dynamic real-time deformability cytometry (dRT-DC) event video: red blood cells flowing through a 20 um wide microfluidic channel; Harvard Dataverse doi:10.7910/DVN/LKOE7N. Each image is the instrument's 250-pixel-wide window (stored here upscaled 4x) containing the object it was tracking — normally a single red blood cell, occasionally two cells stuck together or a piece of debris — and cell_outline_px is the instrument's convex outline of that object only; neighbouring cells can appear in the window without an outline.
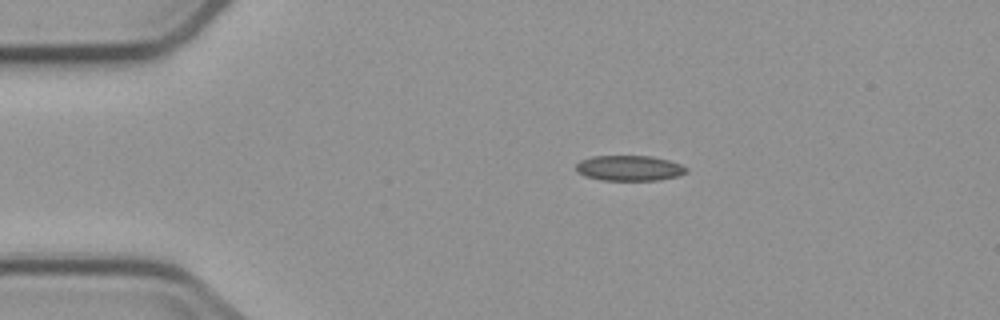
{"species": "common noctule bat (a hibernating species)", "species_latin": "Nyctalus noctula", "temperature_condition": "cold", "stored_images_in_passage": 4, "camera_frame_rate_fps": 3000, "um_per_image_px": 0.085, "animal": {"sex": "male", "body_mass_g": 23.1, "forearm_length_mm": 52.7}, "frame": {"image": 1, "passage_image": 1, "time_ms": 0.0, "image_size_px": [1000, 320], "cell_outline_px": [[688, 172], [676, 176], [656, 180], [600, 180], [584, 176], [576, 172], [576, 164], [580, 160], [592, 156], [652, 156], [668, 160], [680, 164], [688, 168]], "centroid_in_image_um": [53.46, 14.29], "position_along_channel_um": 31.5, "area_um2": 16.36}}
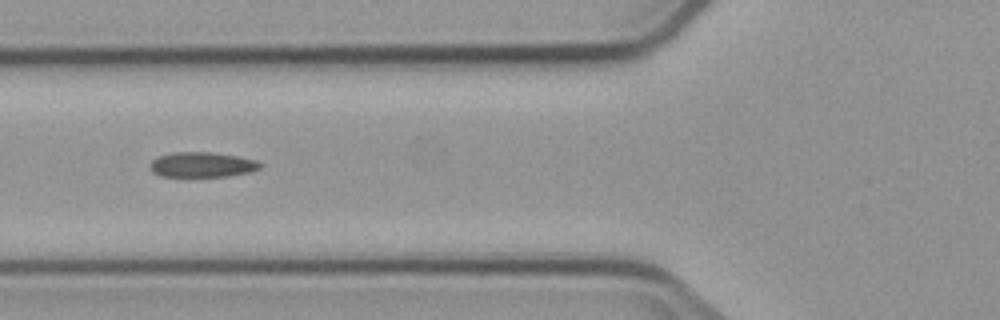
{"frame": {"image": 2, "passage_image": 4, "time_ms": 3.333, "image_size_px": [1000, 320], "cell_outline_px": [[264, 164], [260, 168], [252, 172], [228, 176], [160, 176], [152, 172], [152, 160], [156, 156], [172, 152], [212, 152], [236, 156], [256, 160]], "centroid_in_image_um": [17.21, 13.99], "position_along_channel_um": 108.6, "area_um2": 16.13}}